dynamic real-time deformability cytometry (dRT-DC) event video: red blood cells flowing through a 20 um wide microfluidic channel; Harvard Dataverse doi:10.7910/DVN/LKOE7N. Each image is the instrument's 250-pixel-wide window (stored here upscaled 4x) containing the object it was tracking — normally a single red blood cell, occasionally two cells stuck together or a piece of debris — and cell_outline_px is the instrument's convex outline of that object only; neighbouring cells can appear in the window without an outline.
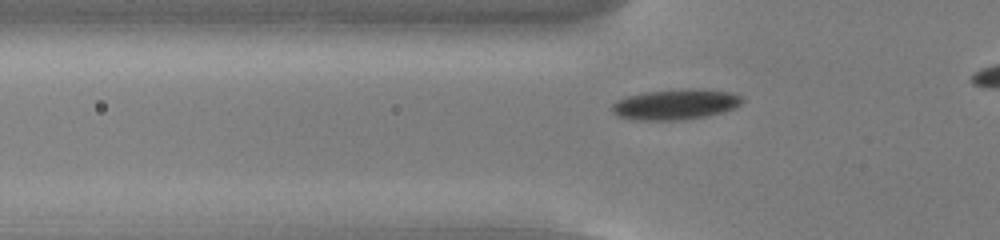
{"species": "common noctule bat (a hibernating species)", "species_latin": "Nyctalus noctula", "temperature_condition": "cold", "stored_images_in_passage": 39, "camera_frame_rate_fps": 3000, "um_per_image_px": 0.085, "animal": {"sex": "male", "body_mass_g": 13.0, "forearm_length_mm": 53.1}, "frame": {"image": 1, "passage_image": 12, "time_ms": 3.667, "image_size_px": [1000, 240], "cell_outline_px": [[744, 100], [736, 108], [724, 112], [708, 116], [684, 120], [636, 120], [616, 116], [612, 112], [612, 104], [616, 100], [628, 96], [648, 92], [684, 88], [688, 88], [728, 92], [740, 96]], "centroid_in_image_um": [57.41, 8.89], "position_along_channel_um": 68.4, "area_um2": 23.18}}
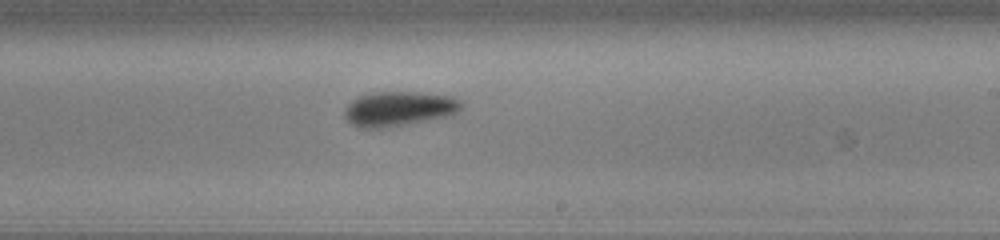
{"frame": {"image": 2, "passage_image": 27, "time_ms": 8.667, "image_size_px": [1000, 240], "cell_outline_px": [[464, 104], [456, 112], [448, 116], [408, 124], [380, 128], [360, 128], [352, 124], [344, 116], [344, 108], [352, 100], [360, 96], [372, 92], [420, 92], [452, 96], [460, 100]], "centroid_in_image_um": [33.9, 9.24], "position_along_channel_um": 255.1, "area_um2": 23.64}}
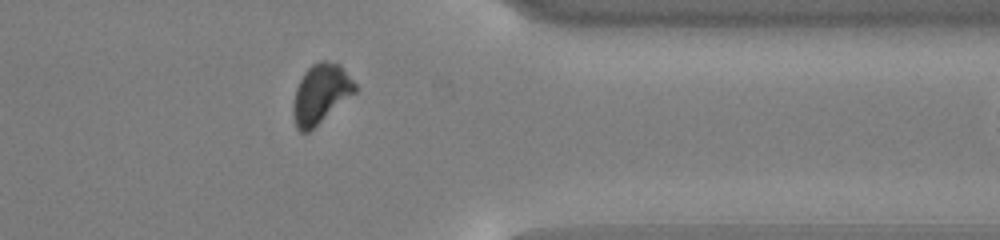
{"frame": {"image": 3, "passage_image": 38, "time_ms": 12.333, "image_size_px": [1000, 240], "cell_outline_px": [[356, 92], [308, 132], [300, 132], [296, 128], [292, 112], [292, 104], [296, 88], [304, 72], [312, 64], [320, 60], [324, 60], [340, 64], [356, 84]], "centroid_in_image_um": [27.24, 7.96], "position_along_channel_um": 384.2, "area_um2": 21.33}}